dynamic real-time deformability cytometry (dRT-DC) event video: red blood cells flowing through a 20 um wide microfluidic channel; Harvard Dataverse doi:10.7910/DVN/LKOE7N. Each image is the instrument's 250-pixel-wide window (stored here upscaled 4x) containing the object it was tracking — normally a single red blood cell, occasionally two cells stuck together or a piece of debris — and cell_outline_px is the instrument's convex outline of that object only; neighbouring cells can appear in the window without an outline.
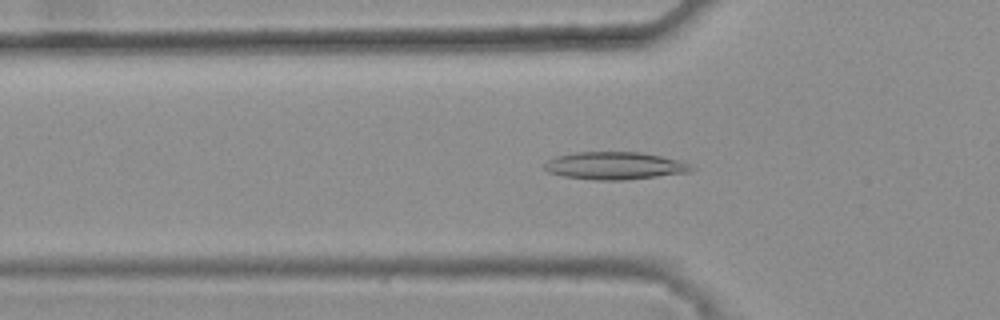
{"species": "common noctule bat (a hibernating species)", "species_latin": "Nyctalus noctula", "temperature_condition": "warm", "stored_images_in_passage": 31, "camera_frame_rate_fps": 3000, "um_per_image_px": 0.085, "animal": {"sex": "female", "body_mass_g": 25.1}, "frame": {"image": 1, "passage_image": 3, "time_ms": 0.667, "image_size_px": [1000, 320], "cell_outline_px": [[696, 168], [692, 172], [624, 180], [600, 180], [564, 176], [548, 172], [544, 168], [544, 164], [548, 160], [556, 156], [576, 152], [640, 152], [660, 156], [676, 160], [688, 164]], "centroid_in_image_um": [52.25, 14.08], "position_along_channel_um": 73.5, "area_um2": 23.41}}
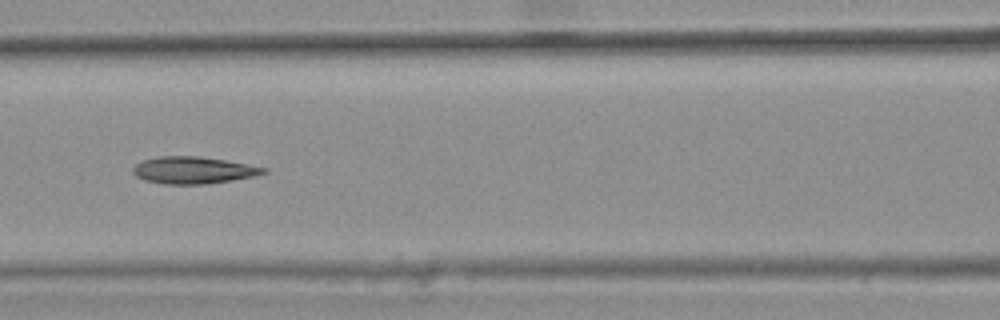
{"frame": {"image": 2, "passage_image": 9, "time_ms": 2.667, "image_size_px": [1000, 320], "cell_outline_px": [[268, 172], [252, 176], [232, 180], [204, 184], [164, 184], [144, 180], [136, 176], [132, 172], [132, 168], [136, 164], [144, 160], [160, 156], [200, 156], [248, 164], [268, 168]], "centroid_in_image_um": [16.42, 14.46], "position_along_channel_um": 150.2, "area_um2": 20.46}}
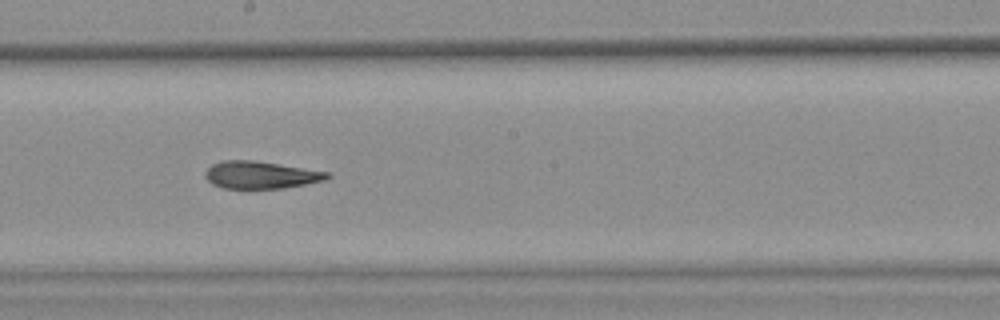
{"frame": {"image": 3, "passage_image": 15, "time_ms": 4.667, "image_size_px": [1000, 320], "cell_outline_px": [[332, 176], [324, 180], [284, 188], [224, 188], [212, 184], [204, 176], [204, 172], [212, 164], [220, 160], [256, 160], [332, 172]], "centroid_in_image_um": [22.17, 14.85], "position_along_channel_um": 226.0, "area_um2": 19.65}, "authors_computed_cell_mechanics": {"area_um2": 20.1144, "velocity_mm_per_s": 3.8104, "shape_relaxation_time_tau1_ms": null, "shape_relaxation_time_tau2_ms": 5.9931, "deformation_change_tau1": null, "deformation_change_tau2": 0.1567}}